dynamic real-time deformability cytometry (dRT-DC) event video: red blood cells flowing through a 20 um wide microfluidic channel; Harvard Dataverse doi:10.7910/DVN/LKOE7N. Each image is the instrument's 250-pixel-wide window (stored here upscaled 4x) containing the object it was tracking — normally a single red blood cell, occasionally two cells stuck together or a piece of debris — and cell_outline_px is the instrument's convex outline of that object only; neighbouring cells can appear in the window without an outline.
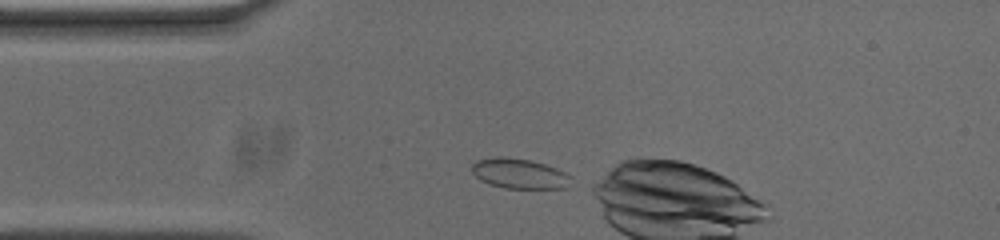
{"species": "common noctule bat (a hibernating species)", "species_latin": "Nyctalus noctula", "temperature_condition": "cold", "stored_images_in_passage": 4, "camera_frame_rate_fps": 3000, "um_per_image_px": 0.085, "animal": {"sex": "male", "body_mass_g": 20.0, "forearm_length_mm": 53.3}, "frame": {"image": 1, "passage_image": 1, "time_ms": 0.0, "image_size_px": [1000, 240], "cell_outline_px": [[572, 176], [568, 188], [504, 188], [488, 184], [480, 180], [472, 172], [472, 164], [476, 160], [496, 156], [500, 156], [528, 160], [544, 164], [556, 168]], "centroid_in_image_um": [44.13, 14.76], "position_along_channel_um": 40.9, "area_um2": 17.4}}